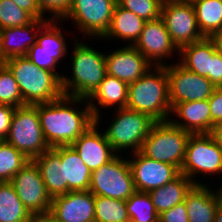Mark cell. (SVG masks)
Returning a JSON list of instances; mask_svg holds the SVG:
<instances>
[{
	"label": "cell",
	"mask_w": 222,
	"mask_h": 222,
	"mask_svg": "<svg viewBox=\"0 0 222 222\" xmlns=\"http://www.w3.org/2000/svg\"><path fill=\"white\" fill-rule=\"evenodd\" d=\"M128 87L129 84L126 82L108 74L105 75L100 85L87 98L88 105L95 118V123L100 122L101 114L99 112L102 111L101 108L107 109L112 108V106H114L115 110L126 108ZM100 106L101 108H99Z\"/></svg>",
	"instance_id": "obj_22"
},
{
	"label": "cell",
	"mask_w": 222,
	"mask_h": 222,
	"mask_svg": "<svg viewBox=\"0 0 222 222\" xmlns=\"http://www.w3.org/2000/svg\"><path fill=\"white\" fill-rule=\"evenodd\" d=\"M145 22L142 18L117 3L113 11L110 27L101 40L113 41L114 39H119L124 43L128 41V46H133L142 32Z\"/></svg>",
	"instance_id": "obj_26"
},
{
	"label": "cell",
	"mask_w": 222,
	"mask_h": 222,
	"mask_svg": "<svg viewBox=\"0 0 222 222\" xmlns=\"http://www.w3.org/2000/svg\"><path fill=\"white\" fill-rule=\"evenodd\" d=\"M162 2L163 0H117L121 7L133 12L144 21L160 17Z\"/></svg>",
	"instance_id": "obj_36"
},
{
	"label": "cell",
	"mask_w": 222,
	"mask_h": 222,
	"mask_svg": "<svg viewBox=\"0 0 222 222\" xmlns=\"http://www.w3.org/2000/svg\"><path fill=\"white\" fill-rule=\"evenodd\" d=\"M207 185H194L186 194L184 202L189 222H214L217 207L222 202V187L216 192Z\"/></svg>",
	"instance_id": "obj_23"
},
{
	"label": "cell",
	"mask_w": 222,
	"mask_h": 222,
	"mask_svg": "<svg viewBox=\"0 0 222 222\" xmlns=\"http://www.w3.org/2000/svg\"><path fill=\"white\" fill-rule=\"evenodd\" d=\"M180 173L184 174L195 185H205L200 180L199 182L196 180L199 174L203 177L209 174L210 176L222 174V150L212 133L191 134L189 136Z\"/></svg>",
	"instance_id": "obj_7"
},
{
	"label": "cell",
	"mask_w": 222,
	"mask_h": 222,
	"mask_svg": "<svg viewBox=\"0 0 222 222\" xmlns=\"http://www.w3.org/2000/svg\"><path fill=\"white\" fill-rule=\"evenodd\" d=\"M73 42L71 77L62 76V91L65 96L87 99L106 75L105 54L79 38Z\"/></svg>",
	"instance_id": "obj_3"
},
{
	"label": "cell",
	"mask_w": 222,
	"mask_h": 222,
	"mask_svg": "<svg viewBox=\"0 0 222 222\" xmlns=\"http://www.w3.org/2000/svg\"><path fill=\"white\" fill-rule=\"evenodd\" d=\"M41 12L45 15L50 14L49 20L61 19L67 14L72 0H37Z\"/></svg>",
	"instance_id": "obj_37"
},
{
	"label": "cell",
	"mask_w": 222,
	"mask_h": 222,
	"mask_svg": "<svg viewBox=\"0 0 222 222\" xmlns=\"http://www.w3.org/2000/svg\"><path fill=\"white\" fill-rule=\"evenodd\" d=\"M5 141L30 160L50 148L42 133L38 104L15 108L10 130Z\"/></svg>",
	"instance_id": "obj_8"
},
{
	"label": "cell",
	"mask_w": 222,
	"mask_h": 222,
	"mask_svg": "<svg viewBox=\"0 0 222 222\" xmlns=\"http://www.w3.org/2000/svg\"><path fill=\"white\" fill-rule=\"evenodd\" d=\"M211 109V133L216 126L222 125V87L216 88L208 99Z\"/></svg>",
	"instance_id": "obj_38"
},
{
	"label": "cell",
	"mask_w": 222,
	"mask_h": 222,
	"mask_svg": "<svg viewBox=\"0 0 222 222\" xmlns=\"http://www.w3.org/2000/svg\"><path fill=\"white\" fill-rule=\"evenodd\" d=\"M126 201L95 196V222H127Z\"/></svg>",
	"instance_id": "obj_32"
},
{
	"label": "cell",
	"mask_w": 222,
	"mask_h": 222,
	"mask_svg": "<svg viewBox=\"0 0 222 222\" xmlns=\"http://www.w3.org/2000/svg\"><path fill=\"white\" fill-rule=\"evenodd\" d=\"M18 7L26 10L34 19H49L41 12L37 0H12Z\"/></svg>",
	"instance_id": "obj_42"
},
{
	"label": "cell",
	"mask_w": 222,
	"mask_h": 222,
	"mask_svg": "<svg viewBox=\"0 0 222 222\" xmlns=\"http://www.w3.org/2000/svg\"><path fill=\"white\" fill-rule=\"evenodd\" d=\"M98 127L99 123H95L71 144L91 172L118 155Z\"/></svg>",
	"instance_id": "obj_19"
},
{
	"label": "cell",
	"mask_w": 222,
	"mask_h": 222,
	"mask_svg": "<svg viewBox=\"0 0 222 222\" xmlns=\"http://www.w3.org/2000/svg\"><path fill=\"white\" fill-rule=\"evenodd\" d=\"M210 38L214 41L217 51L222 55V30L215 32Z\"/></svg>",
	"instance_id": "obj_43"
},
{
	"label": "cell",
	"mask_w": 222,
	"mask_h": 222,
	"mask_svg": "<svg viewBox=\"0 0 222 222\" xmlns=\"http://www.w3.org/2000/svg\"><path fill=\"white\" fill-rule=\"evenodd\" d=\"M126 108L149 115L156 122L169 120L171 104L165 66H152L129 84Z\"/></svg>",
	"instance_id": "obj_2"
},
{
	"label": "cell",
	"mask_w": 222,
	"mask_h": 222,
	"mask_svg": "<svg viewBox=\"0 0 222 222\" xmlns=\"http://www.w3.org/2000/svg\"><path fill=\"white\" fill-rule=\"evenodd\" d=\"M0 104L15 108L25 105L18 83L3 62H0Z\"/></svg>",
	"instance_id": "obj_34"
},
{
	"label": "cell",
	"mask_w": 222,
	"mask_h": 222,
	"mask_svg": "<svg viewBox=\"0 0 222 222\" xmlns=\"http://www.w3.org/2000/svg\"><path fill=\"white\" fill-rule=\"evenodd\" d=\"M33 161L40 171L51 198L64 195V173L60 161V146L49 148Z\"/></svg>",
	"instance_id": "obj_27"
},
{
	"label": "cell",
	"mask_w": 222,
	"mask_h": 222,
	"mask_svg": "<svg viewBox=\"0 0 222 222\" xmlns=\"http://www.w3.org/2000/svg\"><path fill=\"white\" fill-rule=\"evenodd\" d=\"M128 216L138 222H159L151 197L147 192L135 191L131 197L126 200Z\"/></svg>",
	"instance_id": "obj_33"
},
{
	"label": "cell",
	"mask_w": 222,
	"mask_h": 222,
	"mask_svg": "<svg viewBox=\"0 0 222 222\" xmlns=\"http://www.w3.org/2000/svg\"><path fill=\"white\" fill-rule=\"evenodd\" d=\"M58 20H49L38 32L36 43L28 50L27 57L38 68L55 72L60 78L57 65L64 58L67 50L66 38ZM59 25V26H58Z\"/></svg>",
	"instance_id": "obj_14"
},
{
	"label": "cell",
	"mask_w": 222,
	"mask_h": 222,
	"mask_svg": "<svg viewBox=\"0 0 222 222\" xmlns=\"http://www.w3.org/2000/svg\"><path fill=\"white\" fill-rule=\"evenodd\" d=\"M211 82L216 88L222 87V55L218 51L212 55Z\"/></svg>",
	"instance_id": "obj_41"
},
{
	"label": "cell",
	"mask_w": 222,
	"mask_h": 222,
	"mask_svg": "<svg viewBox=\"0 0 222 222\" xmlns=\"http://www.w3.org/2000/svg\"><path fill=\"white\" fill-rule=\"evenodd\" d=\"M127 222H138V221L129 219Z\"/></svg>",
	"instance_id": "obj_48"
},
{
	"label": "cell",
	"mask_w": 222,
	"mask_h": 222,
	"mask_svg": "<svg viewBox=\"0 0 222 222\" xmlns=\"http://www.w3.org/2000/svg\"><path fill=\"white\" fill-rule=\"evenodd\" d=\"M214 222H222V202L217 207L214 217Z\"/></svg>",
	"instance_id": "obj_46"
},
{
	"label": "cell",
	"mask_w": 222,
	"mask_h": 222,
	"mask_svg": "<svg viewBox=\"0 0 222 222\" xmlns=\"http://www.w3.org/2000/svg\"><path fill=\"white\" fill-rule=\"evenodd\" d=\"M122 157L117 155L107 164L92 171L89 191L94 196L126 201L136 191L128 158Z\"/></svg>",
	"instance_id": "obj_9"
},
{
	"label": "cell",
	"mask_w": 222,
	"mask_h": 222,
	"mask_svg": "<svg viewBox=\"0 0 222 222\" xmlns=\"http://www.w3.org/2000/svg\"><path fill=\"white\" fill-rule=\"evenodd\" d=\"M153 66H165L179 49L172 42L161 17L146 21L138 40L133 45ZM170 56V57H169Z\"/></svg>",
	"instance_id": "obj_16"
},
{
	"label": "cell",
	"mask_w": 222,
	"mask_h": 222,
	"mask_svg": "<svg viewBox=\"0 0 222 222\" xmlns=\"http://www.w3.org/2000/svg\"><path fill=\"white\" fill-rule=\"evenodd\" d=\"M60 161L64 173V194L88 191L92 172L71 145L60 146Z\"/></svg>",
	"instance_id": "obj_25"
},
{
	"label": "cell",
	"mask_w": 222,
	"mask_h": 222,
	"mask_svg": "<svg viewBox=\"0 0 222 222\" xmlns=\"http://www.w3.org/2000/svg\"><path fill=\"white\" fill-rule=\"evenodd\" d=\"M112 122L104 130L106 139L118 155L130 149L139 152L155 120L149 115L128 108L115 110Z\"/></svg>",
	"instance_id": "obj_5"
},
{
	"label": "cell",
	"mask_w": 222,
	"mask_h": 222,
	"mask_svg": "<svg viewBox=\"0 0 222 222\" xmlns=\"http://www.w3.org/2000/svg\"><path fill=\"white\" fill-rule=\"evenodd\" d=\"M81 104H86L85 108ZM38 114L44 139L50 148L71 145L95 124L85 98L63 95L58 100L38 104Z\"/></svg>",
	"instance_id": "obj_1"
},
{
	"label": "cell",
	"mask_w": 222,
	"mask_h": 222,
	"mask_svg": "<svg viewBox=\"0 0 222 222\" xmlns=\"http://www.w3.org/2000/svg\"><path fill=\"white\" fill-rule=\"evenodd\" d=\"M3 63L18 83L25 105L49 103L64 95L61 78L53 71L38 68L27 57H12Z\"/></svg>",
	"instance_id": "obj_4"
},
{
	"label": "cell",
	"mask_w": 222,
	"mask_h": 222,
	"mask_svg": "<svg viewBox=\"0 0 222 222\" xmlns=\"http://www.w3.org/2000/svg\"><path fill=\"white\" fill-rule=\"evenodd\" d=\"M104 53L106 74L127 84L135 82L153 66L134 46L127 44L108 54Z\"/></svg>",
	"instance_id": "obj_18"
},
{
	"label": "cell",
	"mask_w": 222,
	"mask_h": 222,
	"mask_svg": "<svg viewBox=\"0 0 222 222\" xmlns=\"http://www.w3.org/2000/svg\"><path fill=\"white\" fill-rule=\"evenodd\" d=\"M189 178L180 173L175 179L164 186L148 192L158 215L185 200L186 194L194 186Z\"/></svg>",
	"instance_id": "obj_28"
},
{
	"label": "cell",
	"mask_w": 222,
	"mask_h": 222,
	"mask_svg": "<svg viewBox=\"0 0 222 222\" xmlns=\"http://www.w3.org/2000/svg\"><path fill=\"white\" fill-rule=\"evenodd\" d=\"M34 18L12 0H0V30L4 28L25 26Z\"/></svg>",
	"instance_id": "obj_35"
},
{
	"label": "cell",
	"mask_w": 222,
	"mask_h": 222,
	"mask_svg": "<svg viewBox=\"0 0 222 222\" xmlns=\"http://www.w3.org/2000/svg\"><path fill=\"white\" fill-rule=\"evenodd\" d=\"M128 158L136 191L149 192L175 179L180 170L171 164L144 156L140 151Z\"/></svg>",
	"instance_id": "obj_15"
},
{
	"label": "cell",
	"mask_w": 222,
	"mask_h": 222,
	"mask_svg": "<svg viewBox=\"0 0 222 222\" xmlns=\"http://www.w3.org/2000/svg\"><path fill=\"white\" fill-rule=\"evenodd\" d=\"M0 222H34L10 182H0Z\"/></svg>",
	"instance_id": "obj_29"
},
{
	"label": "cell",
	"mask_w": 222,
	"mask_h": 222,
	"mask_svg": "<svg viewBox=\"0 0 222 222\" xmlns=\"http://www.w3.org/2000/svg\"><path fill=\"white\" fill-rule=\"evenodd\" d=\"M15 107L0 104V141L8 136Z\"/></svg>",
	"instance_id": "obj_40"
},
{
	"label": "cell",
	"mask_w": 222,
	"mask_h": 222,
	"mask_svg": "<svg viewBox=\"0 0 222 222\" xmlns=\"http://www.w3.org/2000/svg\"><path fill=\"white\" fill-rule=\"evenodd\" d=\"M172 115L178 120H169L191 134L211 133V109L208 99L176 103L171 108Z\"/></svg>",
	"instance_id": "obj_21"
},
{
	"label": "cell",
	"mask_w": 222,
	"mask_h": 222,
	"mask_svg": "<svg viewBox=\"0 0 222 222\" xmlns=\"http://www.w3.org/2000/svg\"><path fill=\"white\" fill-rule=\"evenodd\" d=\"M34 222H58L49 214H44L42 216L34 217Z\"/></svg>",
	"instance_id": "obj_45"
},
{
	"label": "cell",
	"mask_w": 222,
	"mask_h": 222,
	"mask_svg": "<svg viewBox=\"0 0 222 222\" xmlns=\"http://www.w3.org/2000/svg\"><path fill=\"white\" fill-rule=\"evenodd\" d=\"M48 21L49 19H34L25 26L1 29L0 62L12 57L26 56L28 50L36 43L38 32ZM21 38H24L23 41Z\"/></svg>",
	"instance_id": "obj_20"
},
{
	"label": "cell",
	"mask_w": 222,
	"mask_h": 222,
	"mask_svg": "<svg viewBox=\"0 0 222 222\" xmlns=\"http://www.w3.org/2000/svg\"><path fill=\"white\" fill-rule=\"evenodd\" d=\"M192 5L198 27L205 37L222 30V0H195Z\"/></svg>",
	"instance_id": "obj_30"
},
{
	"label": "cell",
	"mask_w": 222,
	"mask_h": 222,
	"mask_svg": "<svg viewBox=\"0 0 222 222\" xmlns=\"http://www.w3.org/2000/svg\"><path fill=\"white\" fill-rule=\"evenodd\" d=\"M170 1H175V2H189L192 3L195 0H170Z\"/></svg>",
	"instance_id": "obj_47"
},
{
	"label": "cell",
	"mask_w": 222,
	"mask_h": 222,
	"mask_svg": "<svg viewBox=\"0 0 222 222\" xmlns=\"http://www.w3.org/2000/svg\"><path fill=\"white\" fill-rule=\"evenodd\" d=\"M159 222H189L185 202L183 201L160 214Z\"/></svg>",
	"instance_id": "obj_39"
},
{
	"label": "cell",
	"mask_w": 222,
	"mask_h": 222,
	"mask_svg": "<svg viewBox=\"0 0 222 222\" xmlns=\"http://www.w3.org/2000/svg\"><path fill=\"white\" fill-rule=\"evenodd\" d=\"M190 135V132L174 125L170 120L155 122L140 152L144 156L174 165L181 170Z\"/></svg>",
	"instance_id": "obj_6"
},
{
	"label": "cell",
	"mask_w": 222,
	"mask_h": 222,
	"mask_svg": "<svg viewBox=\"0 0 222 222\" xmlns=\"http://www.w3.org/2000/svg\"><path fill=\"white\" fill-rule=\"evenodd\" d=\"M165 67L171 108L180 102L207 100L216 89L207 77L184 68L178 61L170 65L168 62Z\"/></svg>",
	"instance_id": "obj_11"
},
{
	"label": "cell",
	"mask_w": 222,
	"mask_h": 222,
	"mask_svg": "<svg viewBox=\"0 0 222 222\" xmlns=\"http://www.w3.org/2000/svg\"><path fill=\"white\" fill-rule=\"evenodd\" d=\"M116 4L117 0H72L61 21L72 20L86 38L102 39L110 27Z\"/></svg>",
	"instance_id": "obj_10"
},
{
	"label": "cell",
	"mask_w": 222,
	"mask_h": 222,
	"mask_svg": "<svg viewBox=\"0 0 222 222\" xmlns=\"http://www.w3.org/2000/svg\"><path fill=\"white\" fill-rule=\"evenodd\" d=\"M30 161L23 153L5 140L0 141V182H10Z\"/></svg>",
	"instance_id": "obj_31"
},
{
	"label": "cell",
	"mask_w": 222,
	"mask_h": 222,
	"mask_svg": "<svg viewBox=\"0 0 222 222\" xmlns=\"http://www.w3.org/2000/svg\"><path fill=\"white\" fill-rule=\"evenodd\" d=\"M49 215L58 222H95V196L89 190L56 196Z\"/></svg>",
	"instance_id": "obj_17"
},
{
	"label": "cell",
	"mask_w": 222,
	"mask_h": 222,
	"mask_svg": "<svg viewBox=\"0 0 222 222\" xmlns=\"http://www.w3.org/2000/svg\"><path fill=\"white\" fill-rule=\"evenodd\" d=\"M222 150V125L216 126L212 132Z\"/></svg>",
	"instance_id": "obj_44"
},
{
	"label": "cell",
	"mask_w": 222,
	"mask_h": 222,
	"mask_svg": "<svg viewBox=\"0 0 222 222\" xmlns=\"http://www.w3.org/2000/svg\"><path fill=\"white\" fill-rule=\"evenodd\" d=\"M217 51L210 37L187 44L179 49L178 62L186 69L211 81L212 55ZM181 58H180V57Z\"/></svg>",
	"instance_id": "obj_24"
},
{
	"label": "cell",
	"mask_w": 222,
	"mask_h": 222,
	"mask_svg": "<svg viewBox=\"0 0 222 222\" xmlns=\"http://www.w3.org/2000/svg\"><path fill=\"white\" fill-rule=\"evenodd\" d=\"M10 183L33 217L49 214L52 198L33 160L26 163L10 180Z\"/></svg>",
	"instance_id": "obj_13"
},
{
	"label": "cell",
	"mask_w": 222,
	"mask_h": 222,
	"mask_svg": "<svg viewBox=\"0 0 222 222\" xmlns=\"http://www.w3.org/2000/svg\"><path fill=\"white\" fill-rule=\"evenodd\" d=\"M160 17L178 49L205 37L198 27L192 3L163 0Z\"/></svg>",
	"instance_id": "obj_12"
}]
</instances>
